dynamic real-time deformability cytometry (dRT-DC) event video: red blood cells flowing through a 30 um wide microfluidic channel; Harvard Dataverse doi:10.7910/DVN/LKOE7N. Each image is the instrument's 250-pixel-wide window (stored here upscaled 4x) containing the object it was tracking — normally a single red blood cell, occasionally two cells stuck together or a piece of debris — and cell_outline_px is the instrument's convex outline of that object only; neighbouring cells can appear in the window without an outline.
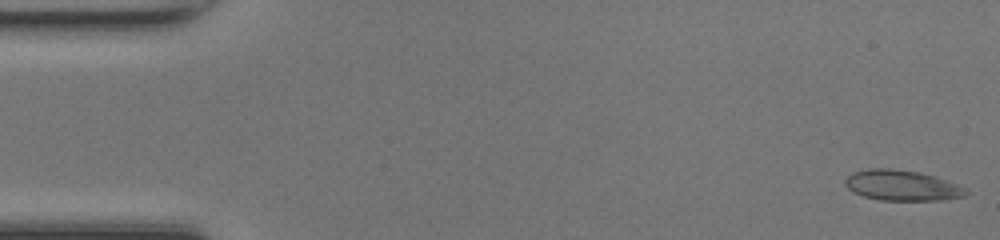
{"species": "common noctule bat (a hibernating species)", "species_latin": "Nyctalus noctula", "temperature_condition": "room temperature", "stored_images_in_passage": 48, "camera_frame_rate_fps": 3000, "um_per_image_px": 0.085, "animal": {"sex": "female", "body_mass_g": 17.0, "forearm_length_mm": 48.0}, "frame": {"image": 1, "passage_image": 1, "time_ms": 0.0, "image_size_px": [1000, 240], "cell_outline_px": [[968, 192], [964, 196], [944, 200], [880, 200], [864, 196], [848, 188], [844, 184], [844, 180], [852, 172], [868, 168], [888, 168], [920, 172], [956, 184], [964, 188]], "centroid_in_image_um": [76.63, 15.76], "position_along_channel_um": 8.4, "area_um2": 21.21}}
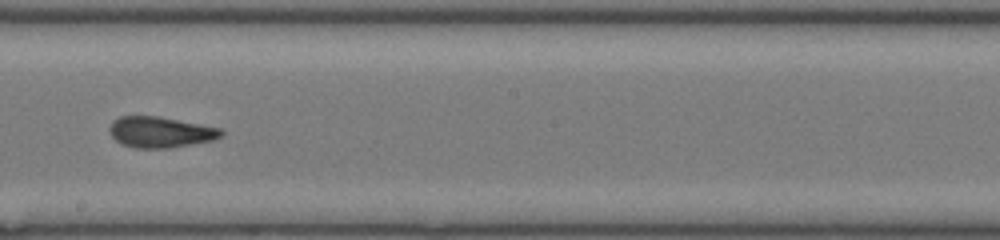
{"frame": {"image": 2, "passage_image": 27, "time_ms": 8.667, "image_size_px": [1000, 240], "cell_outline_px": [[224, 136], [212, 140], [168, 148], [136, 148], [120, 144], [112, 136], [108, 128], [112, 120], [120, 116], [156, 116], [220, 128], [224, 132]], "centroid_in_image_um": [13.6, 11.23], "position_along_channel_um": 234.6, "area_um2": 20.0}}
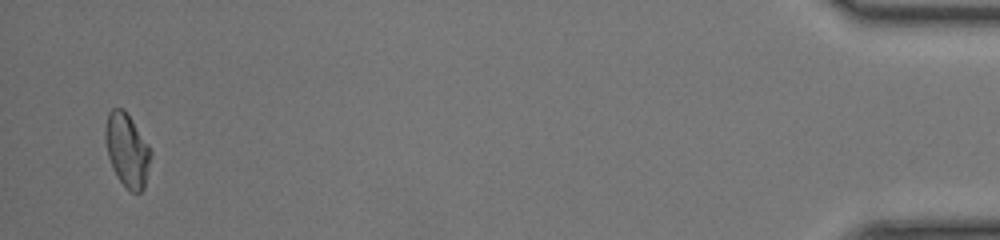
{"frame": {"image": 3, "passage_image": 47, "time_ms": 15.333, "image_size_px": [1000, 240], "cell_outline_px": [[152, 156], [144, 188], [140, 192], [132, 192], [116, 176], [112, 168], [108, 156], [104, 136], [104, 132], [108, 112], [112, 108], [124, 108], [148, 144], [152, 152]], "centroid_in_image_um": [10.8, 12.74], "position_along_channel_um": 424.4, "area_um2": 19.48}, "authors_computed_cell_mechanics": {"area_um2": 20.1722, "velocity_mm_per_s": 4.2459, "shape_relaxation_time_tau1_ms": null, "shape_relaxation_time_tau2_ms": 1.5325, "deformation_change_tau1": null, "deformation_change_tau2": 0.0666}}